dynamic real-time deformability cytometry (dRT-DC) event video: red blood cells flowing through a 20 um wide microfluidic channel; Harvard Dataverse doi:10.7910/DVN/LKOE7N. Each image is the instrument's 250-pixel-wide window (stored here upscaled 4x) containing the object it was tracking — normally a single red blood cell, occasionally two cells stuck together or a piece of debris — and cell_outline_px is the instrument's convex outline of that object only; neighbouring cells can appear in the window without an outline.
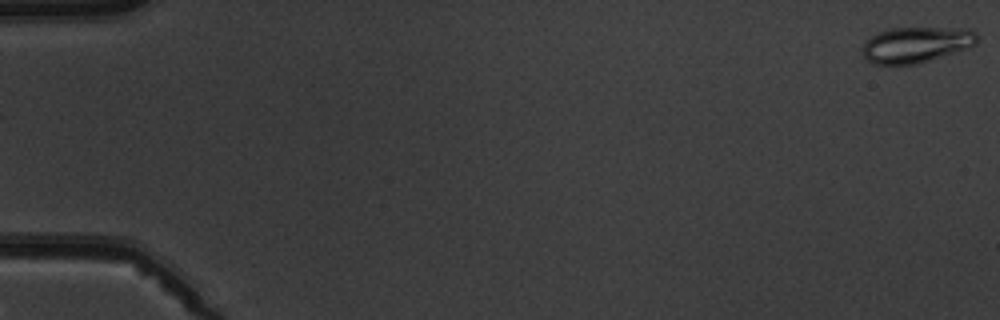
{"species": "common noctule bat (a hibernating species)", "species_latin": "Nyctalus noctula", "temperature_condition": "warm", "stored_images_in_passage": 6, "camera_frame_rate_fps": 3000, "um_per_image_px": 0.085, "animal": {"sex": "male", "body_mass_g": 19.5, "forearm_length_mm": 54.6}, "frame": {"image": 1, "passage_image": 6, "time_ms": 5.667, "image_size_px": [1000, 320], "cell_outline_px": [[976, 44], [920, 64], [872, 64], [860, 52], [860, 48], [872, 36], [880, 32], [892, 28], [968, 28], [976, 32]], "centroid_in_image_um": [77.84, 3.8], "position_along_channel_um": 7.2, "area_um2": 23.76}}